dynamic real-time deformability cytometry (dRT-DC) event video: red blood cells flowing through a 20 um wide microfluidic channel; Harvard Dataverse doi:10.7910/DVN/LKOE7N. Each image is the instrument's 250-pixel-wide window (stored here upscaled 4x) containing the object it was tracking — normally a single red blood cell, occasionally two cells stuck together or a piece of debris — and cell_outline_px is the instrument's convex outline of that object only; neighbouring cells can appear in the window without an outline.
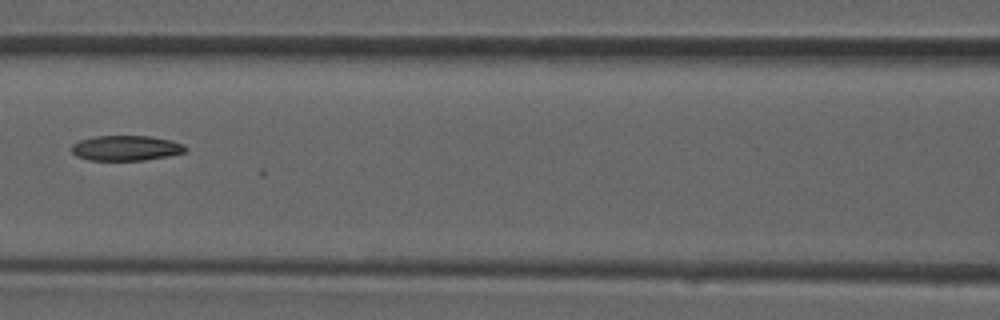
{"species": "common noctule bat (a hibernating species)", "species_latin": "Nyctalus noctula", "temperature_condition": "room temperature", "stored_images_in_passage": 19, "camera_frame_rate_fps": 3000, "um_per_image_px": 0.085, "animal": {"sex": "male", "forearm_length_mm": 52.5}, "frame": {"image": 1, "passage_image": 15, "time_ms": 4.667, "image_size_px": [1000, 320], "cell_outline_px": [[188, 148], [184, 152], [168, 156], [144, 160], [88, 160], [76, 156], [72, 152], [72, 144], [80, 140], [96, 136], [152, 136], [172, 140], [184, 144]], "centroid_in_image_um": [10.73, 12.58], "position_along_channel_um": 155.9, "area_um2": 16.76}}
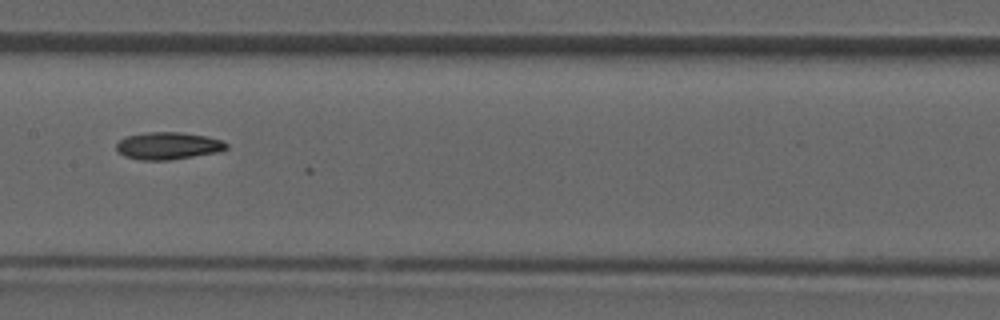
{"frame": {"image": 2, "passage_image": 17, "time_ms": 5.333, "image_size_px": [1000, 320], "cell_outline_px": [[228, 148], [220, 152], [168, 160], [140, 160], [124, 156], [116, 152], [116, 144], [124, 136], [144, 132], [184, 132], [208, 136], [220, 140], [228, 144]], "centroid_in_image_um": [14.27, 12.38], "position_along_channel_um": 193.1, "area_um2": 17.8}}